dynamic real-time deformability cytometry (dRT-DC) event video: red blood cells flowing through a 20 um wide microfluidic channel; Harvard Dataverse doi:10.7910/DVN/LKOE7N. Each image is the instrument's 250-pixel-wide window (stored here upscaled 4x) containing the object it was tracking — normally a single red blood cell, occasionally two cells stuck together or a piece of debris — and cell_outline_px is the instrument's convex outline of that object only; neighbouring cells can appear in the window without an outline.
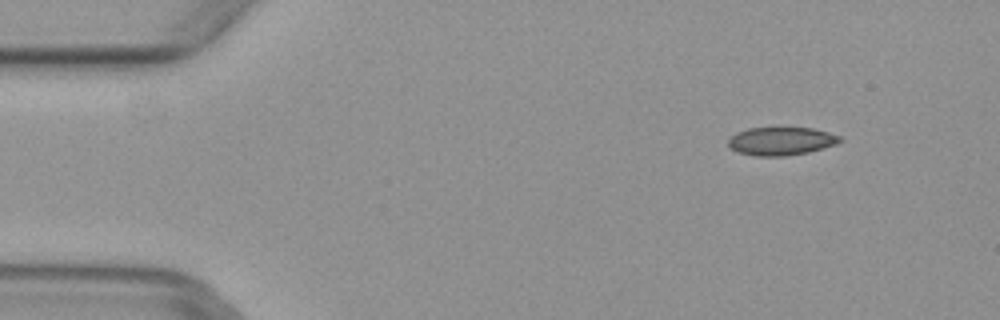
{"species": "common noctule bat (a hibernating species)", "species_latin": "Nyctalus noctula", "temperature_condition": "warm", "stored_images_in_passage": 3, "camera_frame_rate_fps": 3000, "um_per_image_px": 0.085, "animal": {"sex": "female", "body_mass_g": 29.2, "forearm_length_mm": 56.3}, "frame": {"image": 1, "passage_image": 1, "time_ms": 0.0, "image_size_px": [1000, 320], "cell_outline_px": [[844, 140], [836, 144], [808, 152], [784, 156], [756, 156], [736, 152], [728, 144], [728, 140], [736, 132], [748, 128], [812, 128], [828, 132], [840, 136]], "centroid_in_image_um": [66.39, 12.0], "position_along_channel_um": 18.6, "area_um2": 18.26}}